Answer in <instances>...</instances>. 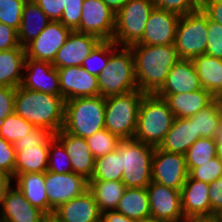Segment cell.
I'll return each instance as SVG.
<instances>
[{"instance_id": "52", "label": "cell", "mask_w": 222, "mask_h": 222, "mask_svg": "<svg viewBox=\"0 0 222 222\" xmlns=\"http://www.w3.org/2000/svg\"><path fill=\"white\" fill-rule=\"evenodd\" d=\"M101 222H138L127 218L119 212L113 211H105L101 213Z\"/></svg>"}, {"instance_id": "25", "label": "cell", "mask_w": 222, "mask_h": 222, "mask_svg": "<svg viewBox=\"0 0 222 222\" xmlns=\"http://www.w3.org/2000/svg\"><path fill=\"white\" fill-rule=\"evenodd\" d=\"M165 100L175 118H190L205 109L214 100V96L205 89L190 93L170 94Z\"/></svg>"}, {"instance_id": "9", "label": "cell", "mask_w": 222, "mask_h": 222, "mask_svg": "<svg viewBox=\"0 0 222 222\" xmlns=\"http://www.w3.org/2000/svg\"><path fill=\"white\" fill-rule=\"evenodd\" d=\"M208 17L198 8L179 17L174 46L180 59H193L205 54Z\"/></svg>"}, {"instance_id": "4", "label": "cell", "mask_w": 222, "mask_h": 222, "mask_svg": "<svg viewBox=\"0 0 222 222\" xmlns=\"http://www.w3.org/2000/svg\"><path fill=\"white\" fill-rule=\"evenodd\" d=\"M105 98L78 97L65 101L63 130L88 138L105 128Z\"/></svg>"}, {"instance_id": "27", "label": "cell", "mask_w": 222, "mask_h": 222, "mask_svg": "<svg viewBox=\"0 0 222 222\" xmlns=\"http://www.w3.org/2000/svg\"><path fill=\"white\" fill-rule=\"evenodd\" d=\"M13 180L26 200L49 216V202L45 192V173L14 174Z\"/></svg>"}, {"instance_id": "1", "label": "cell", "mask_w": 222, "mask_h": 222, "mask_svg": "<svg viewBox=\"0 0 222 222\" xmlns=\"http://www.w3.org/2000/svg\"><path fill=\"white\" fill-rule=\"evenodd\" d=\"M134 57L138 90L155 94L164 84L172 66L180 59L174 44L129 46Z\"/></svg>"}, {"instance_id": "31", "label": "cell", "mask_w": 222, "mask_h": 222, "mask_svg": "<svg viewBox=\"0 0 222 222\" xmlns=\"http://www.w3.org/2000/svg\"><path fill=\"white\" fill-rule=\"evenodd\" d=\"M49 145L23 147L16 151L15 174L45 173L48 165Z\"/></svg>"}, {"instance_id": "28", "label": "cell", "mask_w": 222, "mask_h": 222, "mask_svg": "<svg viewBox=\"0 0 222 222\" xmlns=\"http://www.w3.org/2000/svg\"><path fill=\"white\" fill-rule=\"evenodd\" d=\"M115 211L135 221L151 219L147 188L127 187Z\"/></svg>"}, {"instance_id": "6", "label": "cell", "mask_w": 222, "mask_h": 222, "mask_svg": "<svg viewBox=\"0 0 222 222\" xmlns=\"http://www.w3.org/2000/svg\"><path fill=\"white\" fill-rule=\"evenodd\" d=\"M122 163L126 187L147 188L152 182V159L155 147L135 139L121 140L116 148Z\"/></svg>"}, {"instance_id": "60", "label": "cell", "mask_w": 222, "mask_h": 222, "mask_svg": "<svg viewBox=\"0 0 222 222\" xmlns=\"http://www.w3.org/2000/svg\"><path fill=\"white\" fill-rule=\"evenodd\" d=\"M216 215L219 216V217L222 219V209H220V211H218V212L216 213Z\"/></svg>"}, {"instance_id": "50", "label": "cell", "mask_w": 222, "mask_h": 222, "mask_svg": "<svg viewBox=\"0 0 222 222\" xmlns=\"http://www.w3.org/2000/svg\"><path fill=\"white\" fill-rule=\"evenodd\" d=\"M199 8L208 19L222 25V0H199Z\"/></svg>"}, {"instance_id": "20", "label": "cell", "mask_w": 222, "mask_h": 222, "mask_svg": "<svg viewBox=\"0 0 222 222\" xmlns=\"http://www.w3.org/2000/svg\"><path fill=\"white\" fill-rule=\"evenodd\" d=\"M202 89L191 59H179L171 68L162 87L155 93L166 98L170 94L190 93Z\"/></svg>"}, {"instance_id": "23", "label": "cell", "mask_w": 222, "mask_h": 222, "mask_svg": "<svg viewBox=\"0 0 222 222\" xmlns=\"http://www.w3.org/2000/svg\"><path fill=\"white\" fill-rule=\"evenodd\" d=\"M209 183L187 177L181 189L184 217L210 215Z\"/></svg>"}, {"instance_id": "22", "label": "cell", "mask_w": 222, "mask_h": 222, "mask_svg": "<svg viewBox=\"0 0 222 222\" xmlns=\"http://www.w3.org/2000/svg\"><path fill=\"white\" fill-rule=\"evenodd\" d=\"M54 136L63 144L70 158L72 172L89 180L93 174L95 158L85 138L75 136L61 129Z\"/></svg>"}, {"instance_id": "33", "label": "cell", "mask_w": 222, "mask_h": 222, "mask_svg": "<svg viewBox=\"0 0 222 222\" xmlns=\"http://www.w3.org/2000/svg\"><path fill=\"white\" fill-rule=\"evenodd\" d=\"M195 122L197 134L202 138H214L222 124V112L218 100H214L205 109L190 117Z\"/></svg>"}, {"instance_id": "44", "label": "cell", "mask_w": 222, "mask_h": 222, "mask_svg": "<svg viewBox=\"0 0 222 222\" xmlns=\"http://www.w3.org/2000/svg\"><path fill=\"white\" fill-rule=\"evenodd\" d=\"M207 46L205 54L222 59V25L208 19Z\"/></svg>"}, {"instance_id": "41", "label": "cell", "mask_w": 222, "mask_h": 222, "mask_svg": "<svg viewBox=\"0 0 222 222\" xmlns=\"http://www.w3.org/2000/svg\"><path fill=\"white\" fill-rule=\"evenodd\" d=\"M222 175V164L218 157H214L199 167H194L189 171V176L202 182L211 183Z\"/></svg>"}, {"instance_id": "57", "label": "cell", "mask_w": 222, "mask_h": 222, "mask_svg": "<svg viewBox=\"0 0 222 222\" xmlns=\"http://www.w3.org/2000/svg\"><path fill=\"white\" fill-rule=\"evenodd\" d=\"M42 222H59L54 216H47Z\"/></svg>"}, {"instance_id": "15", "label": "cell", "mask_w": 222, "mask_h": 222, "mask_svg": "<svg viewBox=\"0 0 222 222\" xmlns=\"http://www.w3.org/2000/svg\"><path fill=\"white\" fill-rule=\"evenodd\" d=\"M23 71L21 87L61 96L58 71L52 63L26 58Z\"/></svg>"}, {"instance_id": "43", "label": "cell", "mask_w": 222, "mask_h": 222, "mask_svg": "<svg viewBox=\"0 0 222 222\" xmlns=\"http://www.w3.org/2000/svg\"><path fill=\"white\" fill-rule=\"evenodd\" d=\"M54 134L41 127H34L27 136L17 140L13 145L15 151H20L23 147L37 146V145H50V140Z\"/></svg>"}, {"instance_id": "54", "label": "cell", "mask_w": 222, "mask_h": 222, "mask_svg": "<svg viewBox=\"0 0 222 222\" xmlns=\"http://www.w3.org/2000/svg\"><path fill=\"white\" fill-rule=\"evenodd\" d=\"M184 222H222V219L216 214H212L186 218Z\"/></svg>"}, {"instance_id": "38", "label": "cell", "mask_w": 222, "mask_h": 222, "mask_svg": "<svg viewBox=\"0 0 222 222\" xmlns=\"http://www.w3.org/2000/svg\"><path fill=\"white\" fill-rule=\"evenodd\" d=\"M47 171L58 174L72 172V166L67 151L55 136L50 140Z\"/></svg>"}, {"instance_id": "61", "label": "cell", "mask_w": 222, "mask_h": 222, "mask_svg": "<svg viewBox=\"0 0 222 222\" xmlns=\"http://www.w3.org/2000/svg\"><path fill=\"white\" fill-rule=\"evenodd\" d=\"M218 101H219L221 112H222V100H218Z\"/></svg>"}, {"instance_id": "29", "label": "cell", "mask_w": 222, "mask_h": 222, "mask_svg": "<svg viewBox=\"0 0 222 222\" xmlns=\"http://www.w3.org/2000/svg\"><path fill=\"white\" fill-rule=\"evenodd\" d=\"M25 59L22 46L0 51V86L17 88L21 84Z\"/></svg>"}, {"instance_id": "36", "label": "cell", "mask_w": 222, "mask_h": 222, "mask_svg": "<svg viewBox=\"0 0 222 222\" xmlns=\"http://www.w3.org/2000/svg\"><path fill=\"white\" fill-rule=\"evenodd\" d=\"M118 46L112 40H101L83 61L82 67L89 73L98 76L106 67L110 54Z\"/></svg>"}, {"instance_id": "30", "label": "cell", "mask_w": 222, "mask_h": 222, "mask_svg": "<svg viewBox=\"0 0 222 222\" xmlns=\"http://www.w3.org/2000/svg\"><path fill=\"white\" fill-rule=\"evenodd\" d=\"M202 89L215 96L222 89V59L206 54L192 59Z\"/></svg>"}, {"instance_id": "56", "label": "cell", "mask_w": 222, "mask_h": 222, "mask_svg": "<svg viewBox=\"0 0 222 222\" xmlns=\"http://www.w3.org/2000/svg\"><path fill=\"white\" fill-rule=\"evenodd\" d=\"M216 141L217 153L216 156L218 157L220 163L222 164V124L219 127L218 131L216 132V136L214 137Z\"/></svg>"}, {"instance_id": "39", "label": "cell", "mask_w": 222, "mask_h": 222, "mask_svg": "<svg viewBox=\"0 0 222 222\" xmlns=\"http://www.w3.org/2000/svg\"><path fill=\"white\" fill-rule=\"evenodd\" d=\"M86 141L96 159L116 150L121 139L104 128L86 138Z\"/></svg>"}, {"instance_id": "10", "label": "cell", "mask_w": 222, "mask_h": 222, "mask_svg": "<svg viewBox=\"0 0 222 222\" xmlns=\"http://www.w3.org/2000/svg\"><path fill=\"white\" fill-rule=\"evenodd\" d=\"M45 189L49 202V216L61 204L83 194L88 190V180L74 172L58 174L45 172Z\"/></svg>"}, {"instance_id": "21", "label": "cell", "mask_w": 222, "mask_h": 222, "mask_svg": "<svg viewBox=\"0 0 222 222\" xmlns=\"http://www.w3.org/2000/svg\"><path fill=\"white\" fill-rule=\"evenodd\" d=\"M52 216L59 222H101V212L89 190L59 205Z\"/></svg>"}, {"instance_id": "49", "label": "cell", "mask_w": 222, "mask_h": 222, "mask_svg": "<svg viewBox=\"0 0 222 222\" xmlns=\"http://www.w3.org/2000/svg\"><path fill=\"white\" fill-rule=\"evenodd\" d=\"M210 215L222 209V175L209 183Z\"/></svg>"}, {"instance_id": "5", "label": "cell", "mask_w": 222, "mask_h": 222, "mask_svg": "<svg viewBox=\"0 0 222 222\" xmlns=\"http://www.w3.org/2000/svg\"><path fill=\"white\" fill-rule=\"evenodd\" d=\"M119 49L110 54L106 67L97 76L99 95L104 98L138 90L131 48L121 46Z\"/></svg>"}, {"instance_id": "3", "label": "cell", "mask_w": 222, "mask_h": 222, "mask_svg": "<svg viewBox=\"0 0 222 222\" xmlns=\"http://www.w3.org/2000/svg\"><path fill=\"white\" fill-rule=\"evenodd\" d=\"M174 120L175 115L164 98L145 94L139 107L133 139L156 148L162 143Z\"/></svg>"}, {"instance_id": "47", "label": "cell", "mask_w": 222, "mask_h": 222, "mask_svg": "<svg viewBox=\"0 0 222 222\" xmlns=\"http://www.w3.org/2000/svg\"><path fill=\"white\" fill-rule=\"evenodd\" d=\"M16 88L0 86V123L15 110Z\"/></svg>"}, {"instance_id": "24", "label": "cell", "mask_w": 222, "mask_h": 222, "mask_svg": "<svg viewBox=\"0 0 222 222\" xmlns=\"http://www.w3.org/2000/svg\"><path fill=\"white\" fill-rule=\"evenodd\" d=\"M200 138L202 137L196 132L195 122L190 118H175L171 129L158 148L169 153L184 155Z\"/></svg>"}, {"instance_id": "11", "label": "cell", "mask_w": 222, "mask_h": 222, "mask_svg": "<svg viewBox=\"0 0 222 222\" xmlns=\"http://www.w3.org/2000/svg\"><path fill=\"white\" fill-rule=\"evenodd\" d=\"M115 16L102 0H84L81 21L74 31L92 34L100 40H112Z\"/></svg>"}, {"instance_id": "45", "label": "cell", "mask_w": 222, "mask_h": 222, "mask_svg": "<svg viewBox=\"0 0 222 222\" xmlns=\"http://www.w3.org/2000/svg\"><path fill=\"white\" fill-rule=\"evenodd\" d=\"M84 0H65L60 22L74 31L80 24Z\"/></svg>"}, {"instance_id": "14", "label": "cell", "mask_w": 222, "mask_h": 222, "mask_svg": "<svg viewBox=\"0 0 222 222\" xmlns=\"http://www.w3.org/2000/svg\"><path fill=\"white\" fill-rule=\"evenodd\" d=\"M71 31L60 21H51L37 38L25 47L26 58L52 63Z\"/></svg>"}, {"instance_id": "34", "label": "cell", "mask_w": 222, "mask_h": 222, "mask_svg": "<svg viewBox=\"0 0 222 222\" xmlns=\"http://www.w3.org/2000/svg\"><path fill=\"white\" fill-rule=\"evenodd\" d=\"M122 163L117 150L95 159L94 170L88 181H121Z\"/></svg>"}, {"instance_id": "7", "label": "cell", "mask_w": 222, "mask_h": 222, "mask_svg": "<svg viewBox=\"0 0 222 222\" xmlns=\"http://www.w3.org/2000/svg\"><path fill=\"white\" fill-rule=\"evenodd\" d=\"M146 93L139 90L105 98V129L121 140L133 139L138 111Z\"/></svg>"}, {"instance_id": "13", "label": "cell", "mask_w": 222, "mask_h": 222, "mask_svg": "<svg viewBox=\"0 0 222 222\" xmlns=\"http://www.w3.org/2000/svg\"><path fill=\"white\" fill-rule=\"evenodd\" d=\"M189 171L185 155L154 150L152 159V181L181 191Z\"/></svg>"}, {"instance_id": "40", "label": "cell", "mask_w": 222, "mask_h": 222, "mask_svg": "<svg viewBox=\"0 0 222 222\" xmlns=\"http://www.w3.org/2000/svg\"><path fill=\"white\" fill-rule=\"evenodd\" d=\"M27 0H0V22L18 30Z\"/></svg>"}, {"instance_id": "17", "label": "cell", "mask_w": 222, "mask_h": 222, "mask_svg": "<svg viewBox=\"0 0 222 222\" xmlns=\"http://www.w3.org/2000/svg\"><path fill=\"white\" fill-rule=\"evenodd\" d=\"M179 17L175 13L154 7L146 22L142 39L135 44H174Z\"/></svg>"}, {"instance_id": "46", "label": "cell", "mask_w": 222, "mask_h": 222, "mask_svg": "<svg viewBox=\"0 0 222 222\" xmlns=\"http://www.w3.org/2000/svg\"><path fill=\"white\" fill-rule=\"evenodd\" d=\"M16 151L14 145L0 136V170L12 178L15 174Z\"/></svg>"}, {"instance_id": "2", "label": "cell", "mask_w": 222, "mask_h": 222, "mask_svg": "<svg viewBox=\"0 0 222 222\" xmlns=\"http://www.w3.org/2000/svg\"><path fill=\"white\" fill-rule=\"evenodd\" d=\"M14 112L31 123L53 134L64 125L65 99L21 87L16 88Z\"/></svg>"}, {"instance_id": "59", "label": "cell", "mask_w": 222, "mask_h": 222, "mask_svg": "<svg viewBox=\"0 0 222 222\" xmlns=\"http://www.w3.org/2000/svg\"><path fill=\"white\" fill-rule=\"evenodd\" d=\"M138 222H162L154 219H148V220H143V221H138Z\"/></svg>"}, {"instance_id": "18", "label": "cell", "mask_w": 222, "mask_h": 222, "mask_svg": "<svg viewBox=\"0 0 222 222\" xmlns=\"http://www.w3.org/2000/svg\"><path fill=\"white\" fill-rule=\"evenodd\" d=\"M101 40L92 34L71 31L65 44L57 51L54 61L55 68L81 66L83 61Z\"/></svg>"}, {"instance_id": "16", "label": "cell", "mask_w": 222, "mask_h": 222, "mask_svg": "<svg viewBox=\"0 0 222 222\" xmlns=\"http://www.w3.org/2000/svg\"><path fill=\"white\" fill-rule=\"evenodd\" d=\"M61 96L65 101L78 97L99 96L98 77L82 66L58 68Z\"/></svg>"}, {"instance_id": "26", "label": "cell", "mask_w": 222, "mask_h": 222, "mask_svg": "<svg viewBox=\"0 0 222 222\" xmlns=\"http://www.w3.org/2000/svg\"><path fill=\"white\" fill-rule=\"evenodd\" d=\"M50 22L48 16L33 0H27L23 6L20 27L17 30L19 45L25 48Z\"/></svg>"}, {"instance_id": "48", "label": "cell", "mask_w": 222, "mask_h": 222, "mask_svg": "<svg viewBox=\"0 0 222 222\" xmlns=\"http://www.w3.org/2000/svg\"><path fill=\"white\" fill-rule=\"evenodd\" d=\"M51 21H60L65 0H33Z\"/></svg>"}, {"instance_id": "12", "label": "cell", "mask_w": 222, "mask_h": 222, "mask_svg": "<svg viewBox=\"0 0 222 222\" xmlns=\"http://www.w3.org/2000/svg\"><path fill=\"white\" fill-rule=\"evenodd\" d=\"M151 219L162 222H184L181 191L151 182L147 186Z\"/></svg>"}, {"instance_id": "8", "label": "cell", "mask_w": 222, "mask_h": 222, "mask_svg": "<svg viewBox=\"0 0 222 222\" xmlns=\"http://www.w3.org/2000/svg\"><path fill=\"white\" fill-rule=\"evenodd\" d=\"M154 7L152 0H129L116 13L112 41L118 47H129L138 43L143 37L146 22Z\"/></svg>"}, {"instance_id": "55", "label": "cell", "mask_w": 222, "mask_h": 222, "mask_svg": "<svg viewBox=\"0 0 222 222\" xmlns=\"http://www.w3.org/2000/svg\"><path fill=\"white\" fill-rule=\"evenodd\" d=\"M114 13H117L129 0H102Z\"/></svg>"}, {"instance_id": "32", "label": "cell", "mask_w": 222, "mask_h": 222, "mask_svg": "<svg viewBox=\"0 0 222 222\" xmlns=\"http://www.w3.org/2000/svg\"><path fill=\"white\" fill-rule=\"evenodd\" d=\"M126 188L121 181H88V190L92 193L101 213L116 210Z\"/></svg>"}, {"instance_id": "53", "label": "cell", "mask_w": 222, "mask_h": 222, "mask_svg": "<svg viewBox=\"0 0 222 222\" xmlns=\"http://www.w3.org/2000/svg\"><path fill=\"white\" fill-rule=\"evenodd\" d=\"M12 180L13 178L9 174L0 170V204L5 192L13 185Z\"/></svg>"}, {"instance_id": "58", "label": "cell", "mask_w": 222, "mask_h": 222, "mask_svg": "<svg viewBox=\"0 0 222 222\" xmlns=\"http://www.w3.org/2000/svg\"><path fill=\"white\" fill-rule=\"evenodd\" d=\"M216 100H222V89L214 96Z\"/></svg>"}, {"instance_id": "19", "label": "cell", "mask_w": 222, "mask_h": 222, "mask_svg": "<svg viewBox=\"0 0 222 222\" xmlns=\"http://www.w3.org/2000/svg\"><path fill=\"white\" fill-rule=\"evenodd\" d=\"M0 207V222H42L47 217L31 205L15 185L5 192Z\"/></svg>"}, {"instance_id": "51", "label": "cell", "mask_w": 222, "mask_h": 222, "mask_svg": "<svg viewBox=\"0 0 222 222\" xmlns=\"http://www.w3.org/2000/svg\"><path fill=\"white\" fill-rule=\"evenodd\" d=\"M19 46L17 30L0 22V51Z\"/></svg>"}, {"instance_id": "37", "label": "cell", "mask_w": 222, "mask_h": 222, "mask_svg": "<svg viewBox=\"0 0 222 222\" xmlns=\"http://www.w3.org/2000/svg\"><path fill=\"white\" fill-rule=\"evenodd\" d=\"M33 128L31 123L13 112L0 123V136L14 144L17 140L27 136Z\"/></svg>"}, {"instance_id": "35", "label": "cell", "mask_w": 222, "mask_h": 222, "mask_svg": "<svg viewBox=\"0 0 222 222\" xmlns=\"http://www.w3.org/2000/svg\"><path fill=\"white\" fill-rule=\"evenodd\" d=\"M217 147L214 138H200L186 151L185 160L188 171L205 164L216 157Z\"/></svg>"}, {"instance_id": "42", "label": "cell", "mask_w": 222, "mask_h": 222, "mask_svg": "<svg viewBox=\"0 0 222 222\" xmlns=\"http://www.w3.org/2000/svg\"><path fill=\"white\" fill-rule=\"evenodd\" d=\"M155 8L163 9L179 16L192 13L199 8V0H152Z\"/></svg>"}]
</instances>
